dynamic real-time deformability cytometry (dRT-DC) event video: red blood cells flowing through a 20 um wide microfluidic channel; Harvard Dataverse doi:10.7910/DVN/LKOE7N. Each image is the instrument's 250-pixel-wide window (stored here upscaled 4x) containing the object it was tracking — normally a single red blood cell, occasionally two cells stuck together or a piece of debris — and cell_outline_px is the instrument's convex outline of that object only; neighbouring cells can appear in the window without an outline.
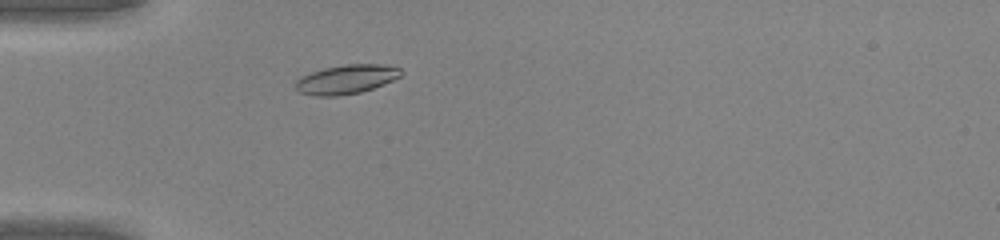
{"species": "common noctule bat (a hibernating species)", "species_latin": "Nyctalus noctula", "temperature_condition": "warm", "stored_images_in_passage": 35, "camera_frame_rate_fps": 3000, "um_per_image_px": 0.085, "animal": {"sex": "male", "body_mass_g": 20.0, "forearm_length_mm": 53.3}, "frame": {"image": 1, "passage_image": 1, "time_ms": 0.0, "image_size_px": [1000, 240], "cell_outline_px": [[404, 72], [400, 76], [384, 84], [360, 92], [336, 96], [316, 96], [300, 92], [296, 88], [296, 80], [312, 72], [324, 68], [344, 64], [384, 64], [400, 68]], "centroid_in_image_um": [29.47, 6.73], "position_along_channel_um": 55.5, "area_um2": 17.74}}
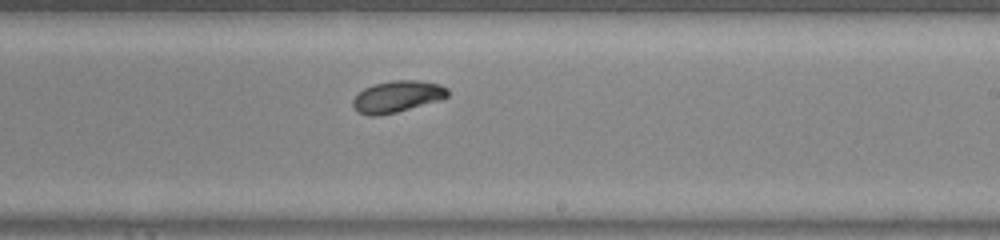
{"frame": {"image": 2, "passage_image": 16, "time_ms": 5.0, "image_size_px": [1000, 240], "cell_outline_px": [[448, 96], [444, 100], [396, 112], [376, 116], [368, 116], [356, 112], [352, 104], [352, 100], [364, 88], [372, 84], [392, 80], [420, 80], [440, 84], [448, 88]], "centroid_in_image_um": [33.79, 8.21], "position_along_channel_um": 255.2, "area_um2": 17.8}}
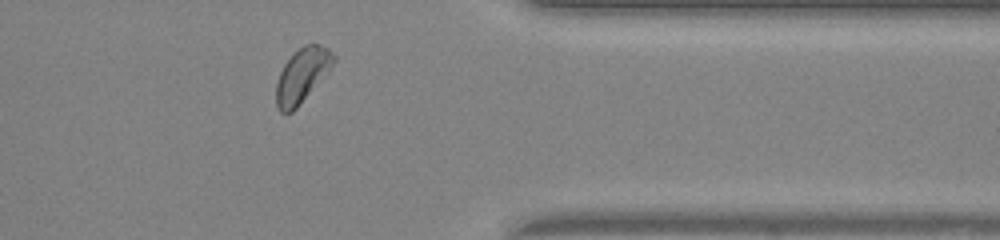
{"frame": {"image": 3, "passage_image": 26, "time_ms": 8.333, "image_size_px": [1000, 240], "cell_outline_px": [[336, 60], [328, 72], [296, 108], [292, 112], [280, 112], [276, 104], [276, 84], [280, 72], [284, 64], [292, 52], [304, 44], [316, 44], [328, 48], [336, 56]], "centroid_in_image_um": [25.68, 6.37], "position_along_channel_um": 385.7, "area_um2": 18.09}, "authors_computed_cell_mechanics": {"area_um2": 17.8024, "velocity_mm_per_s": 4.2164, "shape_relaxation_time_tau1_ms": 3.3508, "shape_relaxation_time_tau2_ms": null, "deformation_change_tau1": 0.1393, "deformation_change_tau2": null}}